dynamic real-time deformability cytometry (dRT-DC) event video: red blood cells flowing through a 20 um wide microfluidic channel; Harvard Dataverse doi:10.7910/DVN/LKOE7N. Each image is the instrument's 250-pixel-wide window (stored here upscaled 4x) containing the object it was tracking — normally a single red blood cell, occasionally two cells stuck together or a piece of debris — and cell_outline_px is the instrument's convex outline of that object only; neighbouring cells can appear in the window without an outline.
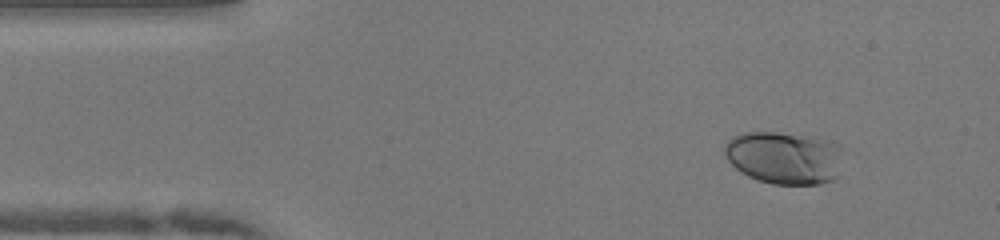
{"species": "human", "species_latin": "Homo sapiens", "temperature_condition": "warm", "stored_images_in_passage": 45, "camera_frame_rate_fps": 3000, "um_per_image_px": 0.085, "donor": {"sex": "female"}, "frame": {"image": 1, "passage_image": 1, "time_ms": 0.0, "image_size_px": [1000, 240], "cell_outline_px": [[840, 148], [836, 180], [820, 184], [772, 184], [756, 180], [740, 172], [724, 156], [724, 144], [732, 136], [740, 132], [776, 132], [816, 136], [832, 140], [840, 144]], "centroid_in_image_um": [66.63, 13.38], "position_along_channel_um": 18.4, "area_um2": 36.88}}
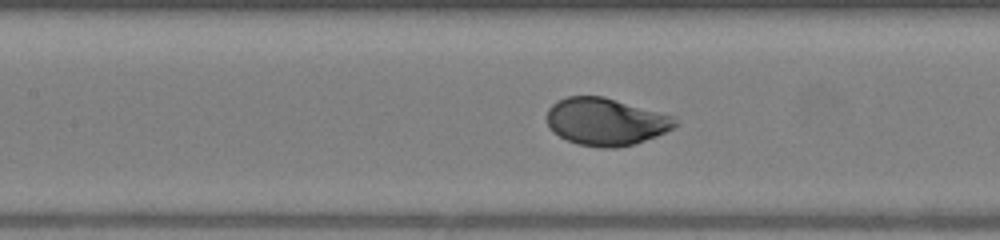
{"frame": {"image": 2, "passage_image": 17, "time_ms": 5.333, "image_size_px": [1000, 240], "cell_outline_px": [[680, 124], [656, 136], [632, 144], [616, 148], [600, 148], [576, 144], [552, 132], [548, 128], [548, 108], [556, 100], [568, 96], [604, 96], [676, 116]], "centroid_in_image_um": [51.5, 10.33], "position_along_channel_um": 155.9, "area_um2": 35.72}}
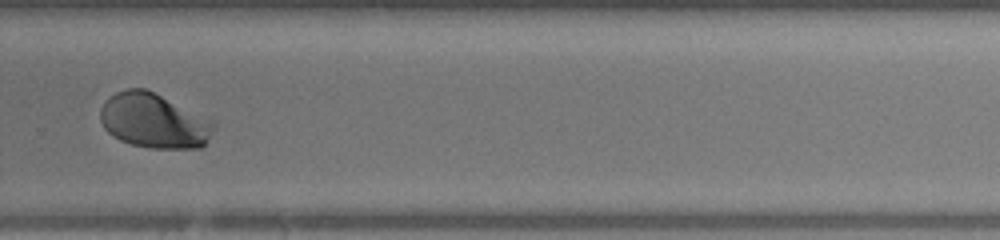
{"frame": {"image": 3, "passage_image": 29, "time_ms": 9.333, "image_size_px": [1000, 240], "cell_outline_px": [[216, 124], [208, 140], [200, 148], [152, 148], [132, 144], [120, 140], [112, 136], [104, 128], [100, 120], [100, 108], [104, 100], [116, 92], [124, 88], [144, 88]], "centroid_in_image_um": [12.99, 10.28], "position_along_channel_um": 316.8, "area_um2": 35.49}, "authors_computed_cell_mechanics": {"area_um2": 35.6048, "velocity_mm_per_s": 4.0329, "shape_relaxation_time_tau1_ms": 2.3224, "shape_relaxation_time_tau2_ms": null, "deformation_change_tau1": 0.1534, "deformation_change_tau2": null}}